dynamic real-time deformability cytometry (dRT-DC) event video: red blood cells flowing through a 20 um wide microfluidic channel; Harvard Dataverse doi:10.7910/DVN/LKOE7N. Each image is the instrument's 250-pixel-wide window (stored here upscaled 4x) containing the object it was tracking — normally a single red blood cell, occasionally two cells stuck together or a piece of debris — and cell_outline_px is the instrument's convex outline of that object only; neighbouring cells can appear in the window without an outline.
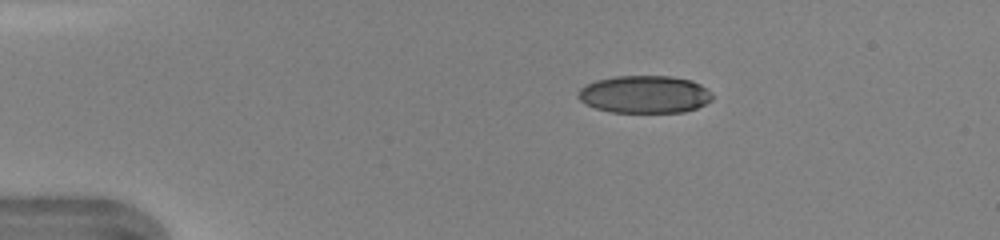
{"species": "human", "species_latin": "Homo sapiens", "temperature_condition": "warm", "stored_images_in_passage": 38, "camera_frame_rate_fps": 3000, "um_per_image_px": 0.085, "donor": {"sex": "female"}, "frame": {"image": 1, "passage_image": 1, "time_ms": 0.0, "image_size_px": [1000, 240], "cell_outline_px": [[712, 100], [696, 108], [684, 112], [612, 112], [596, 108], [580, 100], [576, 96], [580, 88], [596, 80], [612, 76], [672, 76], [692, 80], [700, 84], [712, 92]], "centroid_in_image_um": [54.81, 8.01], "position_along_channel_um": 30.2, "area_um2": 29.42}}
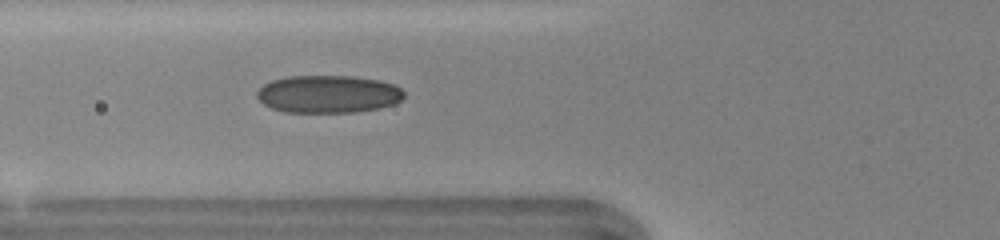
{"frame": {"image": 2, "passage_image": 10, "time_ms": 3.0, "image_size_px": [1000, 240], "cell_outline_px": [[404, 100], [380, 108], [356, 112], [284, 112], [272, 108], [264, 104], [256, 96], [256, 92], [264, 84], [272, 80], [288, 76], [352, 76], [380, 80], [396, 84], [404, 92]], "centroid_in_image_um": [27.93, 7.99], "position_along_channel_um": 97.9, "area_um2": 32.48}}
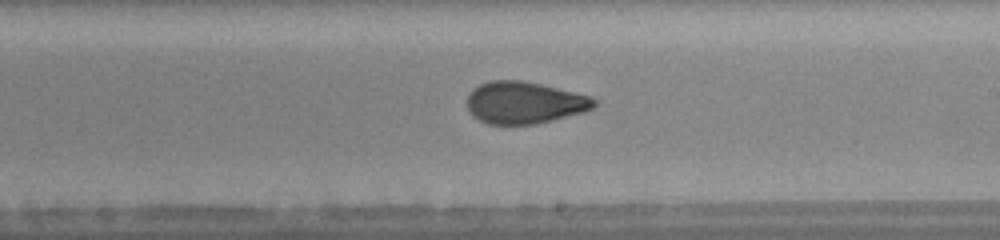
{"frame": {"image": 3, "passage_image": 20, "time_ms": 6.333, "image_size_px": [1000, 240], "cell_outline_px": [[596, 104], [592, 108], [584, 112], [536, 124], [488, 124], [472, 116], [468, 108], [468, 96], [472, 88], [480, 84], [492, 80], [520, 80], [540, 84], [592, 96], [596, 100]], "centroid_in_image_um": [44.57, 8.72], "position_along_channel_um": 244.4, "area_um2": 31.04}, "authors_computed_cell_mechanics": {"area_um2": 30.9519, "velocity_mm_per_s": 4.3791, "shape_relaxation_time_tau1_ms": 7.6288, "shape_relaxation_time_tau2_ms": 1.1293, "deformation_change_tau1": 0.2055, "deformation_change_tau2": 0.0681}}